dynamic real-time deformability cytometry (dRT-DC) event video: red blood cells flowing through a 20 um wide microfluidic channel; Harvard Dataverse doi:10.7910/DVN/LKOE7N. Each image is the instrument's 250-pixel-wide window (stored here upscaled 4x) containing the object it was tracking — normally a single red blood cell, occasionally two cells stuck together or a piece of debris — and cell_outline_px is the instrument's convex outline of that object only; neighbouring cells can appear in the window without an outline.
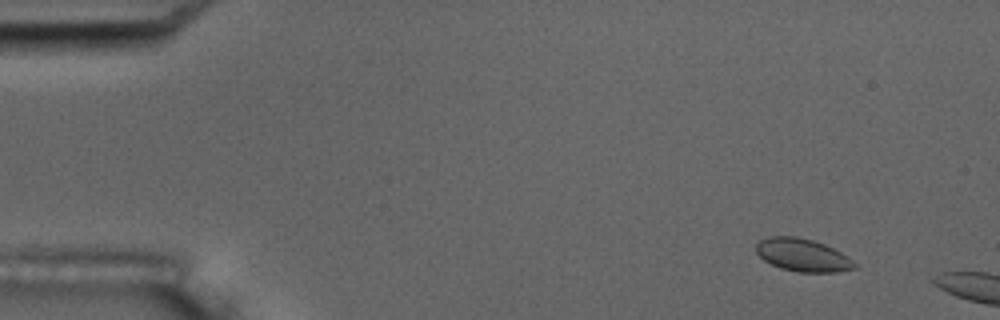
{"species": "common noctule bat (a hibernating species)", "species_latin": "Nyctalus noctula", "temperature_condition": "room temperature", "stored_images_in_passage": 2, "camera_frame_rate_fps": 3000, "um_per_image_px": 0.085, "animal": {"sex": "male", "body_mass_g": 17.5, "forearm_length_mm": 52.3}, "frame": {"image": 1, "passage_image": 1, "time_ms": 0.0, "image_size_px": [1000, 320], "cell_outline_px": [[856, 268], [836, 272], [796, 272], [780, 268], [764, 260], [756, 252], [756, 244], [760, 240], [768, 236], [796, 236], [812, 240], [824, 244], [848, 256], [856, 264]], "centroid_in_image_um": [68.21, 21.68], "position_along_channel_um": 16.8, "area_um2": 18.79}}